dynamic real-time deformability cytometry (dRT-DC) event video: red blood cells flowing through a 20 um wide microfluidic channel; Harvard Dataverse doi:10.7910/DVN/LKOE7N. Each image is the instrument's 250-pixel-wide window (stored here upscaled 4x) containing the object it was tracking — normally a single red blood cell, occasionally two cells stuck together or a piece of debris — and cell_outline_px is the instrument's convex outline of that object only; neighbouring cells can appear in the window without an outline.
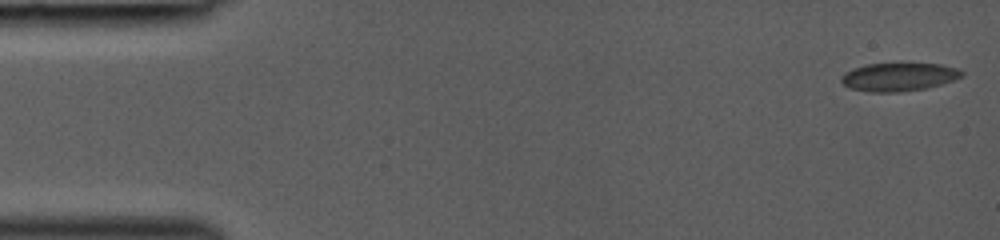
{"species": "common noctule bat (a hibernating species)", "species_latin": "Nyctalus noctula", "temperature_condition": "room temperature", "stored_images_in_passage": 43, "camera_frame_rate_fps": 3000, "um_per_image_px": 0.085, "animal": {"sex": "female", "body_mass_g": 19.0, "forearm_length_mm": 53.3}, "frame": {"image": 1, "passage_image": 1, "time_ms": 0.0, "image_size_px": [1000, 240], "cell_outline_px": [[964, 76], [928, 88], [900, 92], [872, 92], [848, 88], [840, 80], [840, 76], [852, 68], [868, 64], [900, 60], [940, 64], [956, 68], [964, 72]], "centroid_in_image_um": [76.39, 6.49], "position_along_channel_um": 8.6, "area_um2": 20.81}}
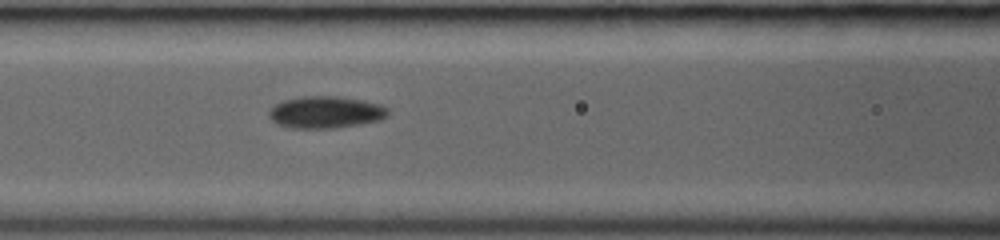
{"frame": {"image": 2, "passage_image": 19, "time_ms": 6.0, "image_size_px": [1000, 240], "cell_outline_px": [[388, 116], [380, 120], [360, 124], [336, 128], [292, 128], [276, 124], [268, 116], [268, 112], [276, 104], [284, 100], [304, 96], [336, 96], [364, 100], [380, 104], [388, 108]], "centroid_in_image_um": [27.69, 9.54], "position_along_channel_um": 138.9, "area_um2": 22.25}}
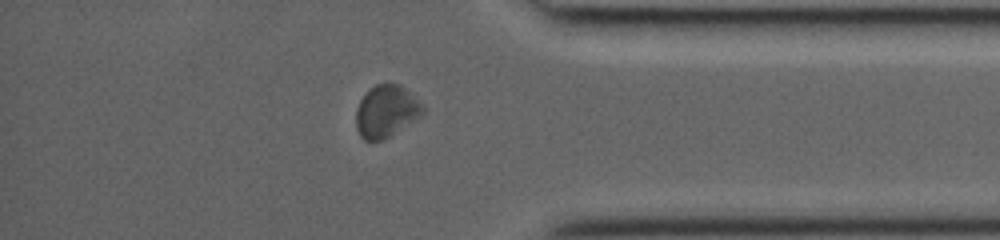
{"frame": {"image": 3, "passage_image": 37, "time_ms": 12.0, "image_size_px": [1000, 240], "cell_outline_px": [[424, 112], [420, 116], [384, 140], [364, 140], [360, 136], [356, 128], [356, 108], [360, 100], [376, 84], [400, 84], [424, 108]], "centroid_in_image_um": [32.79, 9.49], "position_along_channel_um": 402.4, "area_um2": 19.77}}